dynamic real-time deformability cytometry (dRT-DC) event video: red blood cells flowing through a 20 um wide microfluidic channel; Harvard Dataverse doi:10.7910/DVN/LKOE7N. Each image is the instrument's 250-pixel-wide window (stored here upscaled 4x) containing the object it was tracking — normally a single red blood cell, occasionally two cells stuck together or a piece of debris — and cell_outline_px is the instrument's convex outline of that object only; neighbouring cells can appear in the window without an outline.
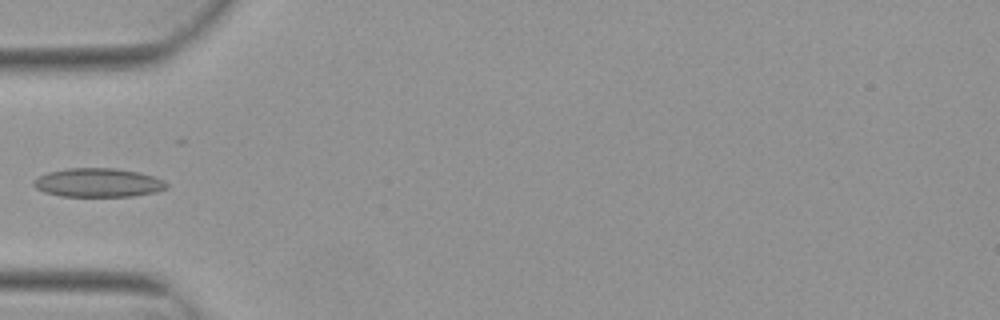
{"species": "Egyptian fruit bat (a non-hibernating species)", "species_latin": "Rousettus aegyptiacus", "temperature_condition": "warm", "stored_images_in_passage": 4, "camera_frame_rate_fps": 3000, "um_per_image_px": 0.085, "animal": {"sex": "female"}, "frame": {"image": 1, "passage_image": 4, "time_ms": 1.0, "image_size_px": [1000, 320], "cell_outline_px": [[168, 188], [156, 192], [132, 196], [60, 196], [44, 192], [36, 188], [32, 184], [40, 176], [48, 172], [68, 168], [116, 168], [140, 172], [156, 176], [164, 180], [168, 184]], "centroid_in_image_um": [8.4, 15.52], "position_along_channel_um": 76.6, "area_um2": 22.43}}